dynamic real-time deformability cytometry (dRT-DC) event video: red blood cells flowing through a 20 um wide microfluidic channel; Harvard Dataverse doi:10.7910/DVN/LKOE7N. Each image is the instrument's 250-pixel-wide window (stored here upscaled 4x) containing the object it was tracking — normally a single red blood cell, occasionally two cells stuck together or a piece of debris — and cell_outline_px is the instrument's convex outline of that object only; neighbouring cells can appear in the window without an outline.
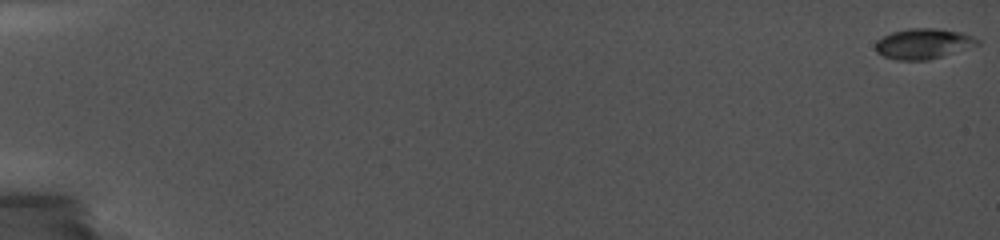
{"species": "common noctule bat (a hibernating species)", "species_latin": "Nyctalus noctula", "temperature_condition": "cold", "stored_images_in_passage": 58, "camera_frame_rate_fps": 5000, "um_per_image_px": 0.085, "animal": {"sex": "female", "body_mass_g": 19.0, "forearm_length_mm": 56.7}, "frame": {"image": 1, "passage_image": 1, "time_ms": 0.0, "image_size_px": [1000, 240], "cell_outline_px": [[980, 44], [928, 60], [896, 60], [884, 56], [876, 52], [876, 40], [892, 32], [908, 28], [936, 28], [960, 32], [972, 36], [980, 40]], "centroid_in_image_um": [78.46, 3.71], "position_along_channel_um": 6.5, "area_um2": 17.92}}
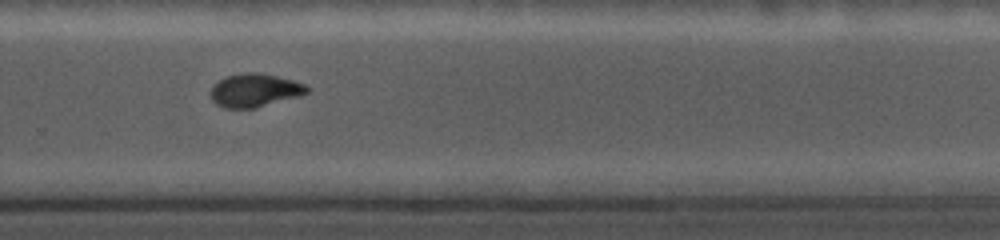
{"frame": {"image": 2, "passage_image": 46, "time_ms": 13.4, "image_size_px": [1000, 240], "cell_outline_px": [[308, 92], [296, 96], [252, 108], [224, 108], [216, 104], [212, 100], [212, 88], [220, 80], [228, 76], [248, 72], [256, 72], [276, 76], [292, 80], [304, 84], [308, 88]], "centroid_in_image_um": [21.63, 7.67], "position_along_channel_um": 308.2, "area_um2": 17.98}}
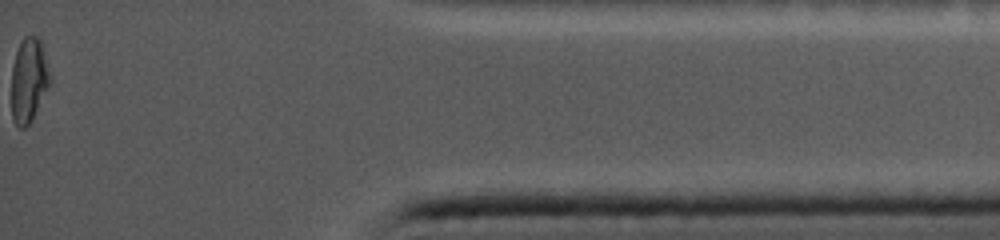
{"frame": {"image": 3, "passage_image": 58, "time_ms": 17.6, "image_size_px": [1000, 240], "cell_outline_px": [[48, 84], [32, 120], [24, 128], [16, 128], [12, 120], [12, 68], [16, 52], [20, 40], [24, 36], [40, 36], [44, 48], [48, 76]], "centroid_in_image_um": [2.4, 6.79], "position_along_channel_um": 432.8, "area_um2": 18.61}}